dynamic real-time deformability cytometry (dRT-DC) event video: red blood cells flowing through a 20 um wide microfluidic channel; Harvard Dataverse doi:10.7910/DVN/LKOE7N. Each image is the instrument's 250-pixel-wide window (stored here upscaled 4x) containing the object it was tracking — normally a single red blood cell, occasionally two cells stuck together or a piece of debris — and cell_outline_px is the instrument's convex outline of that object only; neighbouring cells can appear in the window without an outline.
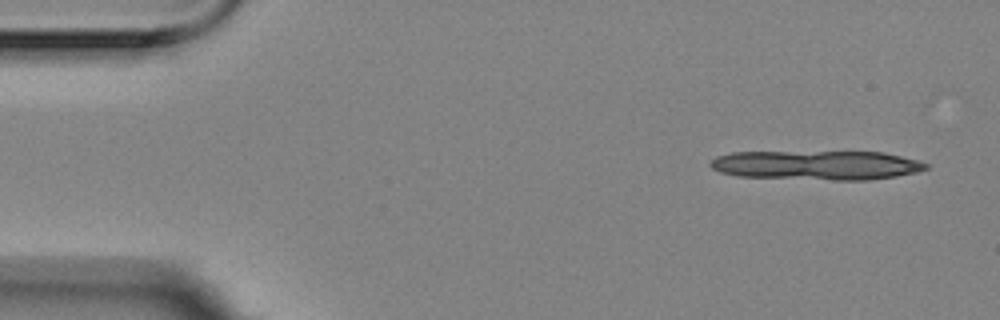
{"species": "Egyptian fruit bat (a non-hibernating species)", "species_latin": "Rousettus aegyptiacus", "temperature_condition": "room temperature", "stored_images_in_passage": 7, "camera_frame_rate_fps": 3000, "um_per_image_px": 0.085, "animal": {"sex": "female"}, "frame": {"image": 1, "passage_image": 1, "time_ms": 0.0, "image_size_px": [1000, 320], "cell_outline_px": [[928, 168], [916, 172], [896, 176], [868, 180], [832, 180], [736, 176], [720, 172], [712, 168], [708, 164], [716, 156], [732, 152], [884, 152], [916, 160], [928, 164]], "centroid_in_image_um": [69.39, 14.04], "position_along_channel_um": 15.6, "area_um2": 36.82}}